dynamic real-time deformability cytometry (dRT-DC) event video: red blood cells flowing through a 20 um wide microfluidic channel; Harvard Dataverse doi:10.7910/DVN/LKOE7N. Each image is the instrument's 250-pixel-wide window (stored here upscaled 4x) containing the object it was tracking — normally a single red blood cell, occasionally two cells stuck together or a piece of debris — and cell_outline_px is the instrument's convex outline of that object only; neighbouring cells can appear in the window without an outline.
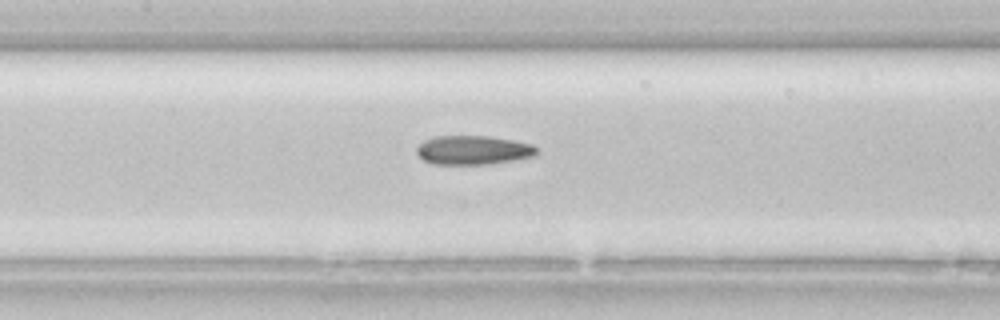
{"species": "common noctule bat (a hibernating species)", "species_latin": "Nyctalus noctula", "temperature_condition": "room temperature", "stored_images_in_passage": 30, "camera_frame_rate_fps": 3000, "um_per_image_px": 0.085, "animal": {"sex": "female", "body_mass_g": 22.7, "forearm_length_mm": 54.2}, "frame": {"image": 1, "passage_image": 7, "time_ms": 2.0, "image_size_px": [1000, 320], "cell_outline_px": [[536, 156], [488, 164], [432, 164], [424, 160], [416, 152], [416, 148], [424, 140], [436, 136], [488, 136], [512, 140], [532, 144], [536, 148]], "centroid_in_image_um": [40.2, 12.76], "position_along_channel_um": 167.2, "area_um2": 20.17}}
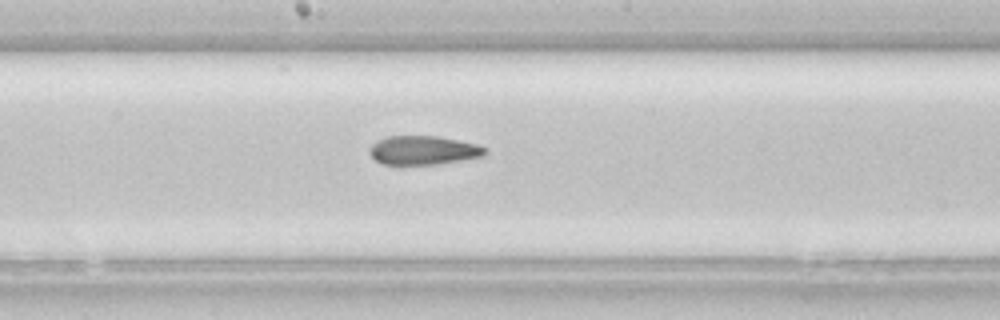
{"frame": {"image": 2, "passage_image": 10, "time_ms": 3.0, "image_size_px": [1000, 320], "cell_outline_px": [[488, 152], [484, 156], [436, 164], [380, 164], [368, 152], [368, 148], [376, 140], [388, 136], [436, 136], [476, 144], [488, 148]], "centroid_in_image_um": [35.96, 12.77], "position_along_channel_um": 212.2, "area_um2": 19.42}}
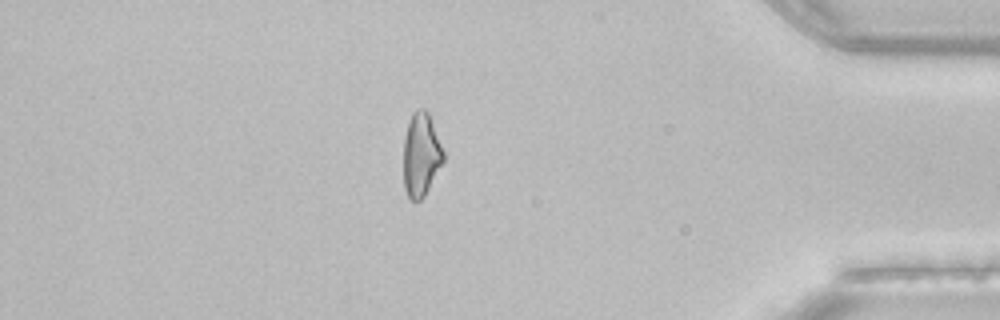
{"frame": {"image": 3, "passage_image": 25, "time_ms": 8.0, "image_size_px": [1000, 320], "cell_outline_px": [[444, 160], [424, 196], [420, 200], [408, 200], [404, 188], [404, 136], [408, 120], [412, 112], [416, 108], [424, 108], [428, 112], [444, 152]], "centroid_in_image_um": [35.77, 13.13], "position_along_channel_um": 399.4, "area_um2": 19.48}}